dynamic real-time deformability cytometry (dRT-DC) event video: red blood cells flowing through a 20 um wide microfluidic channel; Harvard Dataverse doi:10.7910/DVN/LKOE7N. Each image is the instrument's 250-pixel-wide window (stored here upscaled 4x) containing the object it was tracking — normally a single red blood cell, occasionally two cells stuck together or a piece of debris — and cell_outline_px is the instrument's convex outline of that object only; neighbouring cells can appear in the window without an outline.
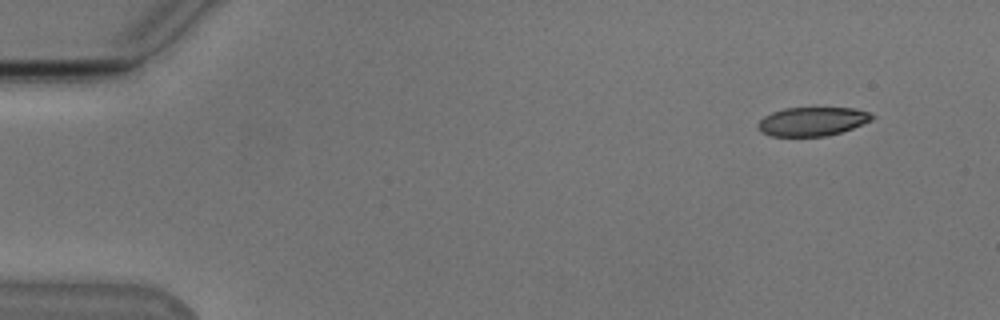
{"species": "Egyptian fruit bat (a non-hibernating species)", "species_latin": "Rousettus aegyptiacus", "temperature_condition": "cold", "stored_images_in_passage": 50, "camera_frame_rate_fps": 3000, "um_per_image_px": 0.085, "animal": {"sex": "male"}, "frame": {"image": 1, "passage_image": 1, "time_ms": 0.0, "image_size_px": [1000, 320], "cell_outline_px": [[876, 116], [872, 120], [852, 128], [828, 136], [772, 136], [760, 132], [756, 124], [764, 116], [772, 112], [784, 108], [856, 108], [868, 112]], "centroid_in_image_um": [69.03, 10.32], "position_along_channel_um": 16.0, "area_um2": 19.19}}
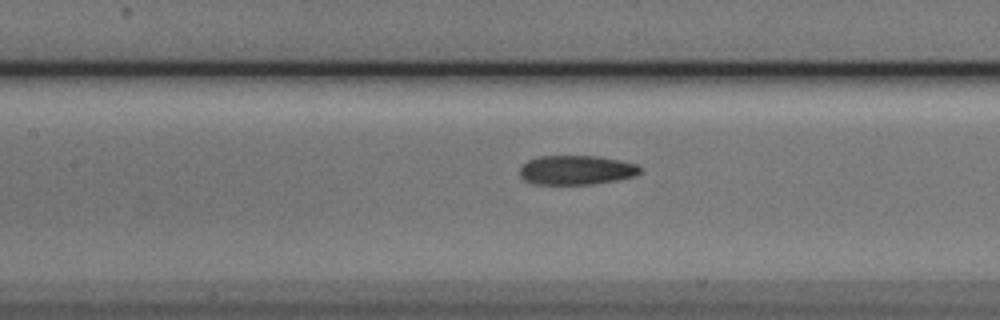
{"frame": {"image": 2, "passage_image": 21, "time_ms": 6.667, "image_size_px": [1000, 320], "cell_outline_px": [[640, 172], [636, 176], [616, 180], [592, 184], [532, 184], [524, 180], [520, 176], [520, 168], [528, 160], [540, 156], [596, 156], [636, 164], [640, 168]], "centroid_in_image_um": [48.96, 14.46], "position_along_channel_um": 158.4, "area_um2": 20.4}}
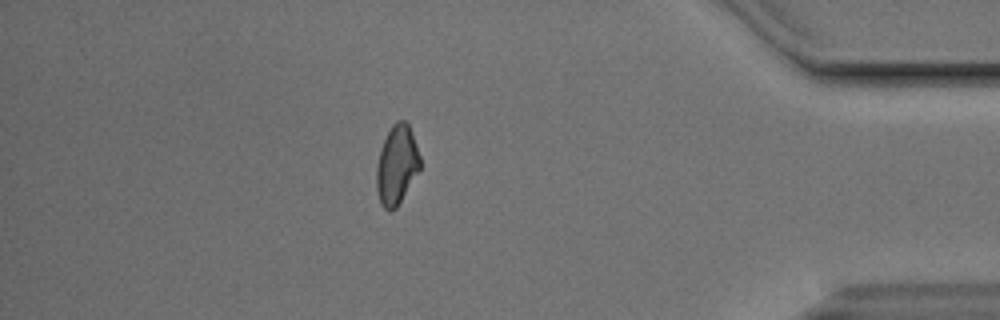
{"frame": {"image": 3, "passage_image": 43, "time_ms": 14.0, "image_size_px": [1000, 320], "cell_outline_px": [[420, 168], [396, 208], [388, 212], [380, 204], [376, 188], [376, 168], [380, 152], [384, 140], [392, 124], [396, 120], [404, 120], [408, 124], [416, 144], [420, 156]], "centroid_in_image_um": [33.71, 14.03], "position_along_channel_um": 401.5, "area_um2": 19.88}}